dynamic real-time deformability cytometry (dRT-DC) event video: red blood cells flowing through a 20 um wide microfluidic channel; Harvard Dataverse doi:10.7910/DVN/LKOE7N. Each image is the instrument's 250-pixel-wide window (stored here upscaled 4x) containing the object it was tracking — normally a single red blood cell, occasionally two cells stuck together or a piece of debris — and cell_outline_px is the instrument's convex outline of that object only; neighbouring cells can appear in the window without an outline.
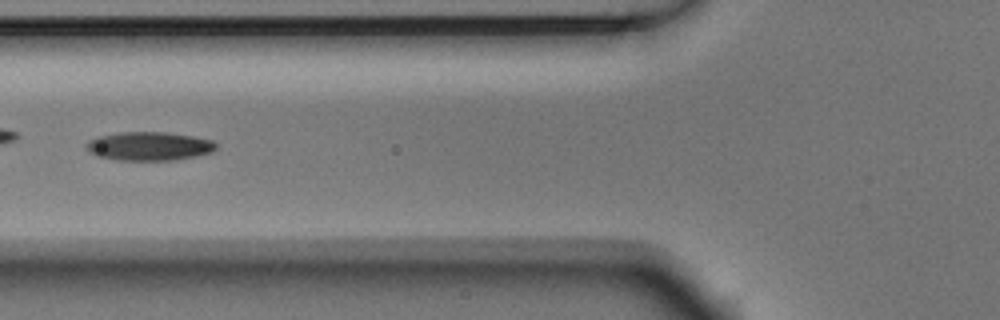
{"species": "Egyptian fruit bat (a non-hibernating species)", "species_latin": "Rousettus aegyptiacus", "temperature_condition": "room temperature", "stored_images_in_passage": 7, "camera_frame_rate_fps": 3000, "um_per_image_px": 0.085, "animal": {"sex": "male"}, "frame": {"image": 1, "passage_image": 6, "time_ms": 1.667, "image_size_px": [1000, 320], "cell_outline_px": [[216, 148], [212, 152], [196, 156], [176, 160], [116, 160], [96, 156], [88, 152], [84, 144], [88, 140], [96, 136], [120, 132], [164, 132], [192, 136], [212, 140], [216, 144]], "centroid_in_image_um": [12.61, 12.43], "position_along_channel_um": 113.2, "area_um2": 21.91}}
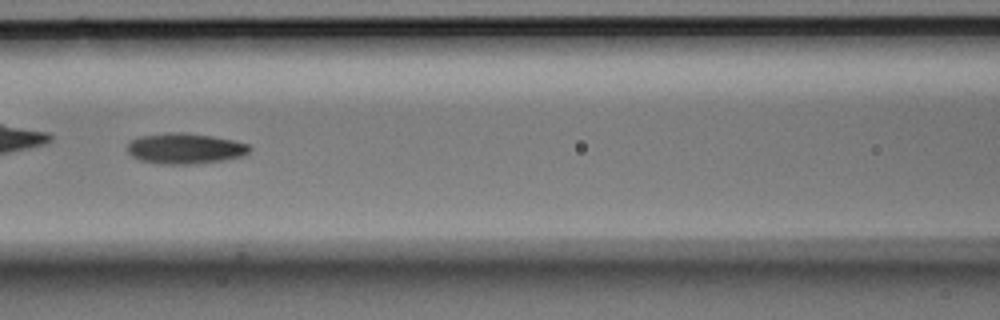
{"frame": {"image": 2, "passage_image": 7, "time_ms": 2.0, "image_size_px": [1000, 320], "cell_outline_px": [[252, 148], [244, 156], [224, 160], [192, 164], [160, 164], [140, 160], [132, 156], [128, 152], [128, 144], [132, 140], [140, 136], [168, 132], [184, 132], [212, 136], [232, 140], [248, 144]], "centroid_in_image_um": [15.74, 12.62], "position_along_channel_um": 150.9, "area_um2": 21.85}}